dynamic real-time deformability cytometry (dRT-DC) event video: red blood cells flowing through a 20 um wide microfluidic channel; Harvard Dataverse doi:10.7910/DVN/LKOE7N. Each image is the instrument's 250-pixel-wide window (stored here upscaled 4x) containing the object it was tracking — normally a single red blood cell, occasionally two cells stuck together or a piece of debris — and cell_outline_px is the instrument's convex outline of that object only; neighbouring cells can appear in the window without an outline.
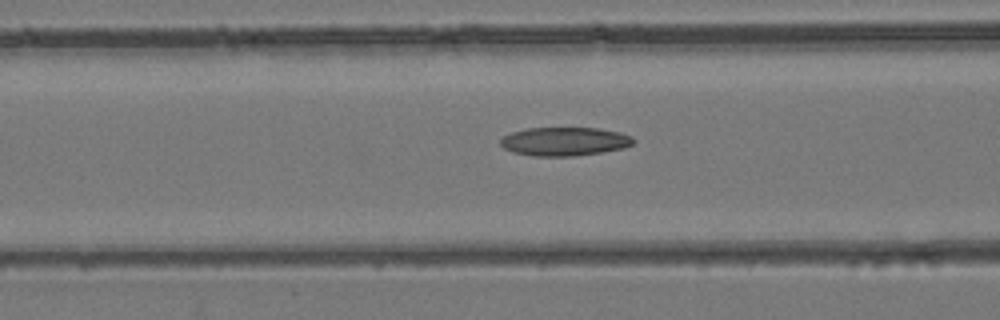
{"species": "common noctule bat (a hibernating species)", "species_latin": "Nyctalus noctula", "temperature_condition": "room temperature", "stored_images_in_passage": 12, "camera_frame_rate_fps": 3000, "um_per_image_px": 0.085, "animal": {"sex": "female", "body_mass_g": 24.6, "forearm_length_mm": 56.2}, "frame": {"image": 1, "passage_image": 10, "time_ms": 3.0, "image_size_px": [1000, 320], "cell_outline_px": [[636, 140], [632, 144], [624, 148], [600, 152], [572, 156], [532, 156], [512, 152], [504, 148], [500, 144], [500, 140], [504, 136], [512, 132], [528, 128], [600, 128], [620, 132], [632, 136]], "centroid_in_image_um": [47.99, 12.02], "position_along_channel_um": 118.6, "area_um2": 22.2}}